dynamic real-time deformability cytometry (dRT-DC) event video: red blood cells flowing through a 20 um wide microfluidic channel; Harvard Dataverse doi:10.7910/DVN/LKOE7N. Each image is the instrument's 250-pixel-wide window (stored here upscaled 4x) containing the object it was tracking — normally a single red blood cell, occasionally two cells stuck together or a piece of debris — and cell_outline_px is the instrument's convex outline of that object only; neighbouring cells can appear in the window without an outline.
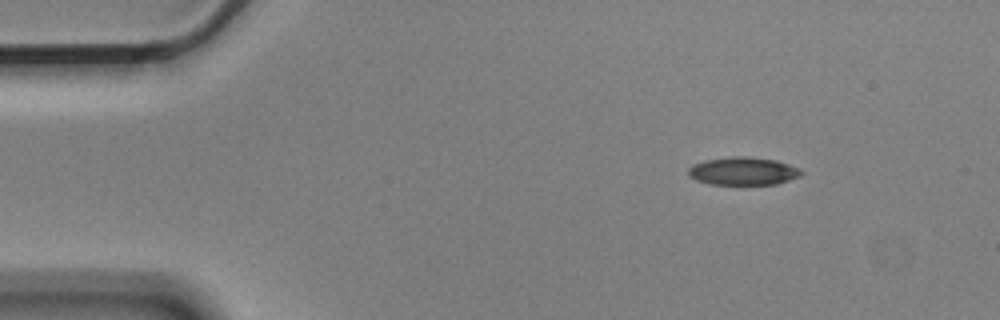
{"species": "Egyptian fruit bat (a non-hibernating species)", "species_latin": "Rousettus aegyptiacus", "temperature_condition": "cold", "stored_images_in_passage": 5, "camera_frame_rate_fps": 3000, "um_per_image_px": 0.085, "animal": {"sex": "male"}, "frame": {"image": 1, "passage_image": 1, "time_ms": 0.0, "image_size_px": [1000, 320], "cell_outline_px": [[804, 172], [800, 176], [776, 184], [708, 184], [696, 180], [688, 176], [688, 168], [692, 164], [704, 160], [732, 156], [748, 156], [776, 160], [800, 168]], "centroid_in_image_um": [63.14, 14.53], "position_along_channel_um": 21.9, "area_um2": 18.55}}
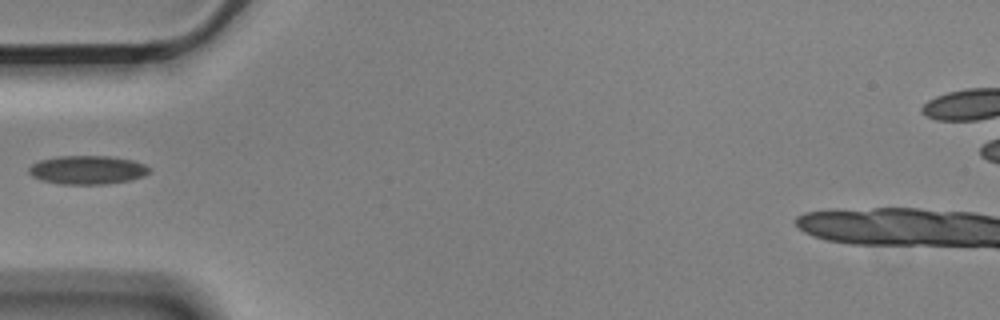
{"frame": {"image": 2, "passage_image": 4, "time_ms": 1.0, "image_size_px": [1000, 320], "cell_outline_px": [[152, 168], [144, 176], [128, 180], [104, 184], [60, 184], [40, 180], [32, 176], [28, 172], [28, 168], [32, 164], [40, 160], [56, 156], [108, 156], [132, 160], [144, 164]], "centroid_in_image_um": [7.4, 14.44], "position_along_channel_um": 77.6, "area_um2": 20.11}}
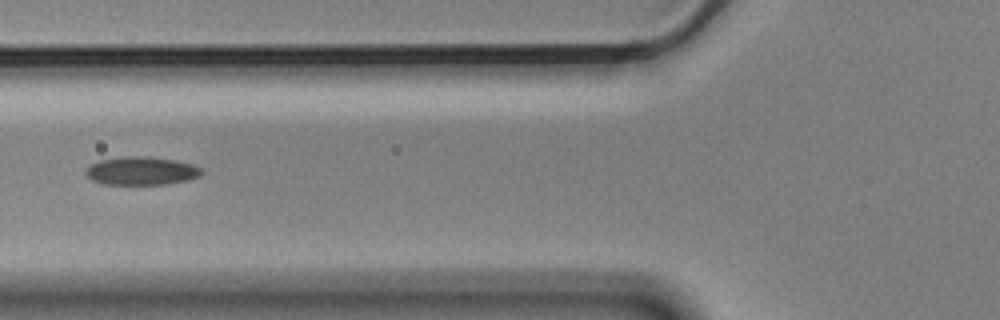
{"frame": {"image": 3, "passage_image": 5, "time_ms": 1.333, "image_size_px": [1000, 320], "cell_outline_px": [[204, 172], [200, 176], [188, 180], [168, 184], [104, 184], [92, 180], [84, 172], [92, 164], [100, 160], [124, 156], [148, 156], [176, 160], [192, 164], [204, 168]], "centroid_in_image_um": [12.08, 14.52], "position_along_channel_um": 113.7, "area_um2": 19.19}}